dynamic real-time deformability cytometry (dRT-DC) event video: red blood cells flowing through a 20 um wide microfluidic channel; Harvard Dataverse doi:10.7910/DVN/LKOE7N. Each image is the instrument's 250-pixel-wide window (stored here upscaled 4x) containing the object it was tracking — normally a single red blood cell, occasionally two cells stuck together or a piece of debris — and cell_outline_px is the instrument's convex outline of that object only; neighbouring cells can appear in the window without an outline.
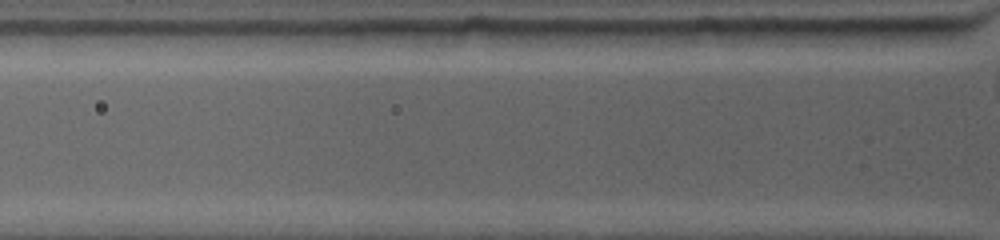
{"species": "common noctule bat (a hibernating species)", "species_latin": "Nyctalus noctula", "temperature_condition": "warm", "stored_images_in_passage": 5, "camera_frame_rate_fps": 4500, "um_per_image_px": 0.085, "animal": {"sex": "female", "body_mass_g": 19.0, "forearm_length_mm": 53.3}, "frame": {"image": 1, "passage_image": 5, "time_ms": 0.667, "image_size_px": [1000, 240], "cell_outline_px": [[772, 28], [768, 44], [732, 48], [684, 52], [676, 32], [696, 28]], "centroid_in_image_um": [61.4, 3.25], "position_along_channel_um": 64.4, "area_um2": 13.06}}